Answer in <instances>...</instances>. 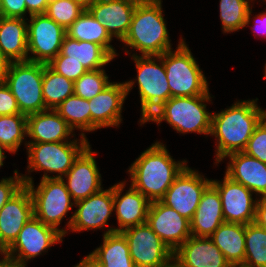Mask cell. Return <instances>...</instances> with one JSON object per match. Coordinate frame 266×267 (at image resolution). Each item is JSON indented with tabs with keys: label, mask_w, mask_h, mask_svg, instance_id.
<instances>
[{
	"label": "cell",
	"mask_w": 266,
	"mask_h": 267,
	"mask_svg": "<svg viewBox=\"0 0 266 267\" xmlns=\"http://www.w3.org/2000/svg\"><path fill=\"white\" fill-rule=\"evenodd\" d=\"M255 20V24L254 26L252 25L251 27L253 28L252 31H254V35L256 36V32H258V34H261L262 36H264L266 38V11L259 13L258 15H256L254 17ZM257 26V27H256Z\"/></svg>",
	"instance_id": "obj_45"
},
{
	"label": "cell",
	"mask_w": 266,
	"mask_h": 267,
	"mask_svg": "<svg viewBox=\"0 0 266 267\" xmlns=\"http://www.w3.org/2000/svg\"><path fill=\"white\" fill-rule=\"evenodd\" d=\"M121 233L127 239L136 267H168L173 263V251L147 223L127 228Z\"/></svg>",
	"instance_id": "obj_11"
},
{
	"label": "cell",
	"mask_w": 266,
	"mask_h": 267,
	"mask_svg": "<svg viewBox=\"0 0 266 267\" xmlns=\"http://www.w3.org/2000/svg\"><path fill=\"white\" fill-rule=\"evenodd\" d=\"M34 216L30 191L25 185L0 210V241L8 248L24 224Z\"/></svg>",
	"instance_id": "obj_22"
},
{
	"label": "cell",
	"mask_w": 266,
	"mask_h": 267,
	"mask_svg": "<svg viewBox=\"0 0 266 267\" xmlns=\"http://www.w3.org/2000/svg\"><path fill=\"white\" fill-rule=\"evenodd\" d=\"M140 0H96L87 10L120 42L127 35L135 7Z\"/></svg>",
	"instance_id": "obj_20"
},
{
	"label": "cell",
	"mask_w": 266,
	"mask_h": 267,
	"mask_svg": "<svg viewBox=\"0 0 266 267\" xmlns=\"http://www.w3.org/2000/svg\"><path fill=\"white\" fill-rule=\"evenodd\" d=\"M21 176L31 194L34 217L65 236L67 230L59 226L67 213L72 210L75 201L67 190L64 179H42L34 188V181L30 175L21 174Z\"/></svg>",
	"instance_id": "obj_6"
},
{
	"label": "cell",
	"mask_w": 266,
	"mask_h": 267,
	"mask_svg": "<svg viewBox=\"0 0 266 267\" xmlns=\"http://www.w3.org/2000/svg\"><path fill=\"white\" fill-rule=\"evenodd\" d=\"M220 19L223 33H232L248 26L251 22L253 0H220Z\"/></svg>",
	"instance_id": "obj_32"
},
{
	"label": "cell",
	"mask_w": 266,
	"mask_h": 267,
	"mask_svg": "<svg viewBox=\"0 0 266 267\" xmlns=\"http://www.w3.org/2000/svg\"><path fill=\"white\" fill-rule=\"evenodd\" d=\"M28 153V174L43 171L42 179H62L72 167L74 160L90 144L87 137L63 142L26 143ZM49 173L57 174L50 176Z\"/></svg>",
	"instance_id": "obj_8"
},
{
	"label": "cell",
	"mask_w": 266,
	"mask_h": 267,
	"mask_svg": "<svg viewBox=\"0 0 266 267\" xmlns=\"http://www.w3.org/2000/svg\"><path fill=\"white\" fill-rule=\"evenodd\" d=\"M211 180L187 165L167 189L161 201L191 221Z\"/></svg>",
	"instance_id": "obj_13"
},
{
	"label": "cell",
	"mask_w": 266,
	"mask_h": 267,
	"mask_svg": "<svg viewBox=\"0 0 266 267\" xmlns=\"http://www.w3.org/2000/svg\"><path fill=\"white\" fill-rule=\"evenodd\" d=\"M85 9L75 0H49L45 14L66 30Z\"/></svg>",
	"instance_id": "obj_37"
},
{
	"label": "cell",
	"mask_w": 266,
	"mask_h": 267,
	"mask_svg": "<svg viewBox=\"0 0 266 267\" xmlns=\"http://www.w3.org/2000/svg\"><path fill=\"white\" fill-rule=\"evenodd\" d=\"M76 2L80 3L86 9L93 4L96 0H75Z\"/></svg>",
	"instance_id": "obj_51"
},
{
	"label": "cell",
	"mask_w": 266,
	"mask_h": 267,
	"mask_svg": "<svg viewBox=\"0 0 266 267\" xmlns=\"http://www.w3.org/2000/svg\"><path fill=\"white\" fill-rule=\"evenodd\" d=\"M44 63L11 62L4 83L10 88L21 114L48 110L42 93Z\"/></svg>",
	"instance_id": "obj_9"
},
{
	"label": "cell",
	"mask_w": 266,
	"mask_h": 267,
	"mask_svg": "<svg viewBox=\"0 0 266 267\" xmlns=\"http://www.w3.org/2000/svg\"><path fill=\"white\" fill-rule=\"evenodd\" d=\"M130 56L137 69V78L124 83L128 96L137 81L141 103V126L154 111L170 99V87L162 55L141 56L133 53Z\"/></svg>",
	"instance_id": "obj_5"
},
{
	"label": "cell",
	"mask_w": 266,
	"mask_h": 267,
	"mask_svg": "<svg viewBox=\"0 0 266 267\" xmlns=\"http://www.w3.org/2000/svg\"><path fill=\"white\" fill-rule=\"evenodd\" d=\"M0 51L10 62L28 61L27 18L0 16Z\"/></svg>",
	"instance_id": "obj_27"
},
{
	"label": "cell",
	"mask_w": 266,
	"mask_h": 267,
	"mask_svg": "<svg viewBox=\"0 0 266 267\" xmlns=\"http://www.w3.org/2000/svg\"><path fill=\"white\" fill-rule=\"evenodd\" d=\"M126 181H121L113 185L114 211L118 227H107L104 234L122 232L123 230L145 224L150 206V201L131 185L124 192ZM123 193V195H122Z\"/></svg>",
	"instance_id": "obj_17"
},
{
	"label": "cell",
	"mask_w": 266,
	"mask_h": 267,
	"mask_svg": "<svg viewBox=\"0 0 266 267\" xmlns=\"http://www.w3.org/2000/svg\"><path fill=\"white\" fill-rule=\"evenodd\" d=\"M94 154L96 152H92L89 144L74 160L72 167L62 178H66L64 181L67 190L75 202L85 199L103 188L102 177Z\"/></svg>",
	"instance_id": "obj_18"
},
{
	"label": "cell",
	"mask_w": 266,
	"mask_h": 267,
	"mask_svg": "<svg viewBox=\"0 0 266 267\" xmlns=\"http://www.w3.org/2000/svg\"><path fill=\"white\" fill-rule=\"evenodd\" d=\"M187 162H176L166 145L156 141L129 166L130 185L150 202L161 200Z\"/></svg>",
	"instance_id": "obj_2"
},
{
	"label": "cell",
	"mask_w": 266,
	"mask_h": 267,
	"mask_svg": "<svg viewBox=\"0 0 266 267\" xmlns=\"http://www.w3.org/2000/svg\"><path fill=\"white\" fill-rule=\"evenodd\" d=\"M232 267H240L245 258V225L223 222L210 236Z\"/></svg>",
	"instance_id": "obj_28"
},
{
	"label": "cell",
	"mask_w": 266,
	"mask_h": 267,
	"mask_svg": "<svg viewBox=\"0 0 266 267\" xmlns=\"http://www.w3.org/2000/svg\"><path fill=\"white\" fill-rule=\"evenodd\" d=\"M257 100H237L229 108L212 114L210 135L217 141L214 164L228 154L245 149L255 128L265 118L266 110L257 105Z\"/></svg>",
	"instance_id": "obj_1"
},
{
	"label": "cell",
	"mask_w": 266,
	"mask_h": 267,
	"mask_svg": "<svg viewBox=\"0 0 266 267\" xmlns=\"http://www.w3.org/2000/svg\"><path fill=\"white\" fill-rule=\"evenodd\" d=\"M255 223L260 227L266 228V197H259L256 205Z\"/></svg>",
	"instance_id": "obj_44"
},
{
	"label": "cell",
	"mask_w": 266,
	"mask_h": 267,
	"mask_svg": "<svg viewBox=\"0 0 266 267\" xmlns=\"http://www.w3.org/2000/svg\"><path fill=\"white\" fill-rule=\"evenodd\" d=\"M178 267H232L210 237L190 236L173 252Z\"/></svg>",
	"instance_id": "obj_21"
},
{
	"label": "cell",
	"mask_w": 266,
	"mask_h": 267,
	"mask_svg": "<svg viewBox=\"0 0 266 267\" xmlns=\"http://www.w3.org/2000/svg\"><path fill=\"white\" fill-rule=\"evenodd\" d=\"M209 90L204 95L189 97H171L154 111L146 122L160 125L166 121L177 133H198L209 135L211 131L212 113L206 106L212 100Z\"/></svg>",
	"instance_id": "obj_4"
},
{
	"label": "cell",
	"mask_w": 266,
	"mask_h": 267,
	"mask_svg": "<svg viewBox=\"0 0 266 267\" xmlns=\"http://www.w3.org/2000/svg\"><path fill=\"white\" fill-rule=\"evenodd\" d=\"M162 0H140L123 39L127 47L141 56L162 55L171 50V39L163 16Z\"/></svg>",
	"instance_id": "obj_3"
},
{
	"label": "cell",
	"mask_w": 266,
	"mask_h": 267,
	"mask_svg": "<svg viewBox=\"0 0 266 267\" xmlns=\"http://www.w3.org/2000/svg\"><path fill=\"white\" fill-rule=\"evenodd\" d=\"M211 184L220 194L225 222L244 225L255 222L259 198L256 197L254 200L251 190L226 175L222 181L211 180Z\"/></svg>",
	"instance_id": "obj_15"
},
{
	"label": "cell",
	"mask_w": 266,
	"mask_h": 267,
	"mask_svg": "<svg viewBox=\"0 0 266 267\" xmlns=\"http://www.w3.org/2000/svg\"><path fill=\"white\" fill-rule=\"evenodd\" d=\"M25 186L18 170H14V176L0 180V210L14 195Z\"/></svg>",
	"instance_id": "obj_40"
},
{
	"label": "cell",
	"mask_w": 266,
	"mask_h": 267,
	"mask_svg": "<svg viewBox=\"0 0 266 267\" xmlns=\"http://www.w3.org/2000/svg\"><path fill=\"white\" fill-rule=\"evenodd\" d=\"M146 223L173 252L192 236L190 221L161 200L150 203Z\"/></svg>",
	"instance_id": "obj_16"
},
{
	"label": "cell",
	"mask_w": 266,
	"mask_h": 267,
	"mask_svg": "<svg viewBox=\"0 0 266 267\" xmlns=\"http://www.w3.org/2000/svg\"><path fill=\"white\" fill-rule=\"evenodd\" d=\"M127 98L124 82H112L97 96L89 99L90 132L103 127H119L122 123V108Z\"/></svg>",
	"instance_id": "obj_19"
},
{
	"label": "cell",
	"mask_w": 266,
	"mask_h": 267,
	"mask_svg": "<svg viewBox=\"0 0 266 267\" xmlns=\"http://www.w3.org/2000/svg\"><path fill=\"white\" fill-rule=\"evenodd\" d=\"M168 267H178L174 262L170 264Z\"/></svg>",
	"instance_id": "obj_52"
},
{
	"label": "cell",
	"mask_w": 266,
	"mask_h": 267,
	"mask_svg": "<svg viewBox=\"0 0 266 267\" xmlns=\"http://www.w3.org/2000/svg\"><path fill=\"white\" fill-rule=\"evenodd\" d=\"M240 267H266V228L245 225V258Z\"/></svg>",
	"instance_id": "obj_34"
},
{
	"label": "cell",
	"mask_w": 266,
	"mask_h": 267,
	"mask_svg": "<svg viewBox=\"0 0 266 267\" xmlns=\"http://www.w3.org/2000/svg\"><path fill=\"white\" fill-rule=\"evenodd\" d=\"M172 50L162 54L170 98L204 95L209 90L207 79L184 39Z\"/></svg>",
	"instance_id": "obj_7"
},
{
	"label": "cell",
	"mask_w": 266,
	"mask_h": 267,
	"mask_svg": "<svg viewBox=\"0 0 266 267\" xmlns=\"http://www.w3.org/2000/svg\"><path fill=\"white\" fill-rule=\"evenodd\" d=\"M0 254L3 256V258L0 259V264H1L8 259L7 247L1 241H0Z\"/></svg>",
	"instance_id": "obj_48"
},
{
	"label": "cell",
	"mask_w": 266,
	"mask_h": 267,
	"mask_svg": "<svg viewBox=\"0 0 266 267\" xmlns=\"http://www.w3.org/2000/svg\"><path fill=\"white\" fill-rule=\"evenodd\" d=\"M229 158L225 175L241 183L256 196L266 197V163L248 156L244 152H234L225 156Z\"/></svg>",
	"instance_id": "obj_23"
},
{
	"label": "cell",
	"mask_w": 266,
	"mask_h": 267,
	"mask_svg": "<svg viewBox=\"0 0 266 267\" xmlns=\"http://www.w3.org/2000/svg\"><path fill=\"white\" fill-rule=\"evenodd\" d=\"M0 267H22V266L17 264L15 261L7 259L5 262L0 264Z\"/></svg>",
	"instance_id": "obj_49"
},
{
	"label": "cell",
	"mask_w": 266,
	"mask_h": 267,
	"mask_svg": "<svg viewBox=\"0 0 266 267\" xmlns=\"http://www.w3.org/2000/svg\"><path fill=\"white\" fill-rule=\"evenodd\" d=\"M248 156L266 163V119L264 118L255 128L252 136L242 151Z\"/></svg>",
	"instance_id": "obj_38"
},
{
	"label": "cell",
	"mask_w": 266,
	"mask_h": 267,
	"mask_svg": "<svg viewBox=\"0 0 266 267\" xmlns=\"http://www.w3.org/2000/svg\"><path fill=\"white\" fill-rule=\"evenodd\" d=\"M76 267H103L102 265L95 262L89 255L85 256Z\"/></svg>",
	"instance_id": "obj_47"
},
{
	"label": "cell",
	"mask_w": 266,
	"mask_h": 267,
	"mask_svg": "<svg viewBox=\"0 0 266 267\" xmlns=\"http://www.w3.org/2000/svg\"><path fill=\"white\" fill-rule=\"evenodd\" d=\"M103 244L88 254L103 267H136L127 239L121 232L103 233Z\"/></svg>",
	"instance_id": "obj_29"
},
{
	"label": "cell",
	"mask_w": 266,
	"mask_h": 267,
	"mask_svg": "<svg viewBox=\"0 0 266 267\" xmlns=\"http://www.w3.org/2000/svg\"><path fill=\"white\" fill-rule=\"evenodd\" d=\"M264 71H265V72H264V74H265V75H264V78H266V63H265Z\"/></svg>",
	"instance_id": "obj_53"
},
{
	"label": "cell",
	"mask_w": 266,
	"mask_h": 267,
	"mask_svg": "<svg viewBox=\"0 0 266 267\" xmlns=\"http://www.w3.org/2000/svg\"><path fill=\"white\" fill-rule=\"evenodd\" d=\"M68 123L53 109L27 116V143L71 141L76 134ZM32 139V140H31Z\"/></svg>",
	"instance_id": "obj_24"
},
{
	"label": "cell",
	"mask_w": 266,
	"mask_h": 267,
	"mask_svg": "<svg viewBox=\"0 0 266 267\" xmlns=\"http://www.w3.org/2000/svg\"><path fill=\"white\" fill-rule=\"evenodd\" d=\"M11 62L0 51V83L4 82Z\"/></svg>",
	"instance_id": "obj_46"
},
{
	"label": "cell",
	"mask_w": 266,
	"mask_h": 267,
	"mask_svg": "<svg viewBox=\"0 0 266 267\" xmlns=\"http://www.w3.org/2000/svg\"><path fill=\"white\" fill-rule=\"evenodd\" d=\"M29 17L34 14H45L49 0H25Z\"/></svg>",
	"instance_id": "obj_43"
},
{
	"label": "cell",
	"mask_w": 266,
	"mask_h": 267,
	"mask_svg": "<svg viewBox=\"0 0 266 267\" xmlns=\"http://www.w3.org/2000/svg\"><path fill=\"white\" fill-rule=\"evenodd\" d=\"M27 136V116L24 114L0 116V144L16 153ZM24 140V141H23Z\"/></svg>",
	"instance_id": "obj_35"
},
{
	"label": "cell",
	"mask_w": 266,
	"mask_h": 267,
	"mask_svg": "<svg viewBox=\"0 0 266 267\" xmlns=\"http://www.w3.org/2000/svg\"><path fill=\"white\" fill-rule=\"evenodd\" d=\"M111 83L104 68L88 70L74 82V95L89 100L97 96Z\"/></svg>",
	"instance_id": "obj_36"
},
{
	"label": "cell",
	"mask_w": 266,
	"mask_h": 267,
	"mask_svg": "<svg viewBox=\"0 0 266 267\" xmlns=\"http://www.w3.org/2000/svg\"><path fill=\"white\" fill-rule=\"evenodd\" d=\"M4 150H6V151H8L9 153H11L7 148H5L2 144H0V167H2L4 164V159L6 158V156H5V151Z\"/></svg>",
	"instance_id": "obj_50"
},
{
	"label": "cell",
	"mask_w": 266,
	"mask_h": 267,
	"mask_svg": "<svg viewBox=\"0 0 266 267\" xmlns=\"http://www.w3.org/2000/svg\"><path fill=\"white\" fill-rule=\"evenodd\" d=\"M89 105V100L72 95L65 99L55 111L73 130H80L81 134L79 135L86 137L84 132H90Z\"/></svg>",
	"instance_id": "obj_33"
},
{
	"label": "cell",
	"mask_w": 266,
	"mask_h": 267,
	"mask_svg": "<svg viewBox=\"0 0 266 267\" xmlns=\"http://www.w3.org/2000/svg\"><path fill=\"white\" fill-rule=\"evenodd\" d=\"M47 65L53 71L63 75L73 82L78 80L85 72H87L82 64L75 60H51Z\"/></svg>",
	"instance_id": "obj_39"
},
{
	"label": "cell",
	"mask_w": 266,
	"mask_h": 267,
	"mask_svg": "<svg viewBox=\"0 0 266 267\" xmlns=\"http://www.w3.org/2000/svg\"><path fill=\"white\" fill-rule=\"evenodd\" d=\"M42 93L46 108L55 110L65 99L74 95V82L44 64Z\"/></svg>",
	"instance_id": "obj_31"
},
{
	"label": "cell",
	"mask_w": 266,
	"mask_h": 267,
	"mask_svg": "<svg viewBox=\"0 0 266 267\" xmlns=\"http://www.w3.org/2000/svg\"><path fill=\"white\" fill-rule=\"evenodd\" d=\"M26 14L25 0H0V16L25 19Z\"/></svg>",
	"instance_id": "obj_42"
},
{
	"label": "cell",
	"mask_w": 266,
	"mask_h": 267,
	"mask_svg": "<svg viewBox=\"0 0 266 267\" xmlns=\"http://www.w3.org/2000/svg\"><path fill=\"white\" fill-rule=\"evenodd\" d=\"M75 202L77 210L67 222V233L95 229H106L114 211L113 186Z\"/></svg>",
	"instance_id": "obj_14"
},
{
	"label": "cell",
	"mask_w": 266,
	"mask_h": 267,
	"mask_svg": "<svg viewBox=\"0 0 266 267\" xmlns=\"http://www.w3.org/2000/svg\"><path fill=\"white\" fill-rule=\"evenodd\" d=\"M66 35L78 41L97 43L114 59L118 56L117 50L110 44L112 37L87 9L66 29Z\"/></svg>",
	"instance_id": "obj_30"
},
{
	"label": "cell",
	"mask_w": 266,
	"mask_h": 267,
	"mask_svg": "<svg viewBox=\"0 0 266 267\" xmlns=\"http://www.w3.org/2000/svg\"><path fill=\"white\" fill-rule=\"evenodd\" d=\"M63 237L56 229L33 216L7 248L8 259L26 267L28 261L47 253L51 246L63 242Z\"/></svg>",
	"instance_id": "obj_10"
},
{
	"label": "cell",
	"mask_w": 266,
	"mask_h": 267,
	"mask_svg": "<svg viewBox=\"0 0 266 267\" xmlns=\"http://www.w3.org/2000/svg\"><path fill=\"white\" fill-rule=\"evenodd\" d=\"M113 59L101 45L65 35L60 53L52 60H75L88 71L104 68Z\"/></svg>",
	"instance_id": "obj_26"
},
{
	"label": "cell",
	"mask_w": 266,
	"mask_h": 267,
	"mask_svg": "<svg viewBox=\"0 0 266 267\" xmlns=\"http://www.w3.org/2000/svg\"><path fill=\"white\" fill-rule=\"evenodd\" d=\"M21 114L16 98L10 88L4 83H0V116Z\"/></svg>",
	"instance_id": "obj_41"
},
{
	"label": "cell",
	"mask_w": 266,
	"mask_h": 267,
	"mask_svg": "<svg viewBox=\"0 0 266 267\" xmlns=\"http://www.w3.org/2000/svg\"><path fill=\"white\" fill-rule=\"evenodd\" d=\"M223 222L225 220L220 194L210 184L203 192L195 214L190 221L191 235L210 237Z\"/></svg>",
	"instance_id": "obj_25"
},
{
	"label": "cell",
	"mask_w": 266,
	"mask_h": 267,
	"mask_svg": "<svg viewBox=\"0 0 266 267\" xmlns=\"http://www.w3.org/2000/svg\"><path fill=\"white\" fill-rule=\"evenodd\" d=\"M27 20L28 61L48 64L60 53L66 30L46 14Z\"/></svg>",
	"instance_id": "obj_12"
}]
</instances>
